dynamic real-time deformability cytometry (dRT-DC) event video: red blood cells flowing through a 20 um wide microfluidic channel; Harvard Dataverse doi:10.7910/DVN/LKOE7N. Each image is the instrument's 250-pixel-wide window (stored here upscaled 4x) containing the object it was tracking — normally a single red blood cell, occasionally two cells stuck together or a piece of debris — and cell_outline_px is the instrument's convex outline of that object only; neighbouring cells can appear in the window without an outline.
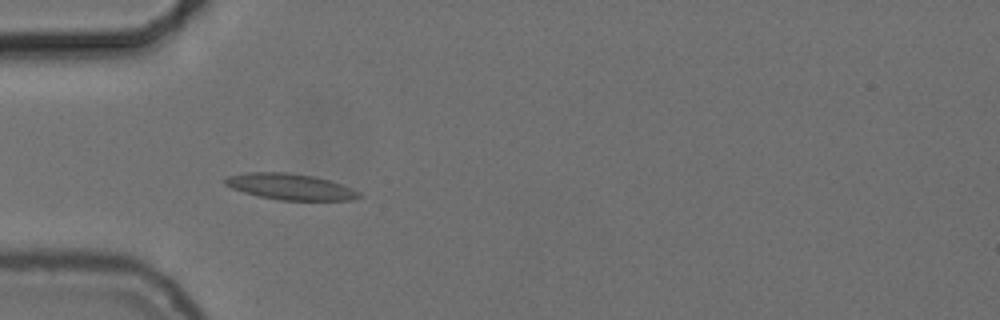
{"species": "common noctule bat (a hibernating species)", "species_latin": "Nyctalus noctula", "temperature_condition": "cold", "stored_images_in_passage": 30, "camera_frame_rate_fps": 3000, "um_per_image_px": 0.085, "animal": {"sex": "female", "body_mass_g": 24.6, "forearm_length_mm": 56.2}, "frame": {"image": 1, "passage_image": 4, "time_ms": 1.0, "image_size_px": [1000, 320], "cell_outline_px": [[360, 196], [352, 200], [280, 200], [260, 196], [244, 192], [232, 188], [224, 184], [224, 180], [228, 176], [248, 172], [284, 172], [312, 176], [328, 180], [352, 188], [360, 192]], "centroid_in_image_um": [24.66, 15.87], "position_along_channel_um": 60.3, "area_um2": 20.06}}
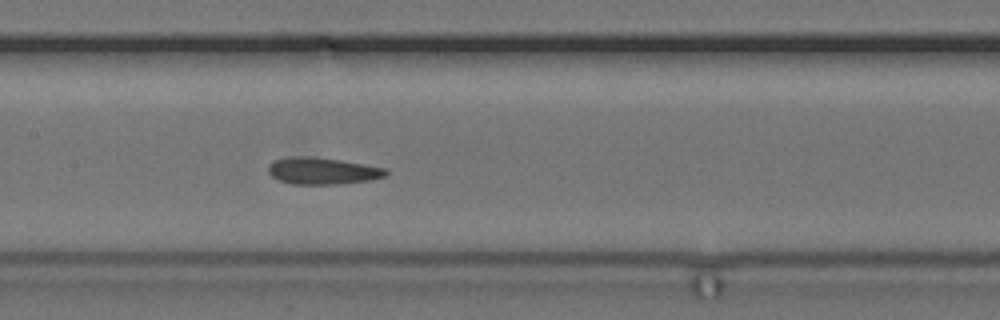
{"frame": {"image": 2, "passage_image": 14, "time_ms": 4.333, "image_size_px": [1000, 320], "cell_outline_px": [[388, 172], [384, 176], [368, 180], [336, 184], [292, 184], [280, 180], [272, 176], [268, 172], [268, 164], [272, 160], [292, 156], [308, 156], [340, 160], [388, 168]], "centroid_in_image_um": [27.37, 14.51], "position_along_channel_um": 180.0, "area_um2": 18.32}}
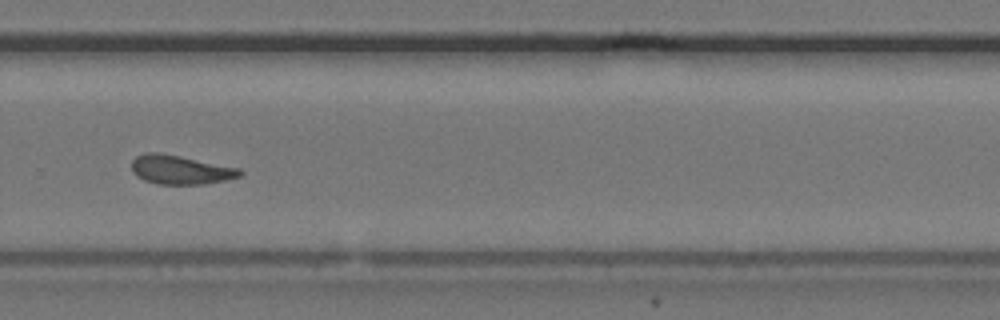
{"frame": {"image": 3, "passage_image": 25, "time_ms": 8.0, "image_size_px": [1000, 320], "cell_outline_px": [[244, 172], [240, 176], [224, 180], [204, 184], [156, 184], [144, 180], [136, 176], [132, 172], [132, 160], [136, 156], [148, 152], [160, 152], [240, 168]], "centroid_in_image_um": [15.31, 14.42], "position_along_channel_um": 314.5, "area_um2": 18.32}, "authors_computed_cell_mechanics": {"area_um2": 18.4382, "velocity_mm_per_s": 3.6897, "shape_relaxation_time_tau1_ms": 7.6427, "shape_relaxation_time_tau2_ms": 1.9844, "deformation_change_tau1": 0.1617, "deformation_change_tau2": 0.0913}}